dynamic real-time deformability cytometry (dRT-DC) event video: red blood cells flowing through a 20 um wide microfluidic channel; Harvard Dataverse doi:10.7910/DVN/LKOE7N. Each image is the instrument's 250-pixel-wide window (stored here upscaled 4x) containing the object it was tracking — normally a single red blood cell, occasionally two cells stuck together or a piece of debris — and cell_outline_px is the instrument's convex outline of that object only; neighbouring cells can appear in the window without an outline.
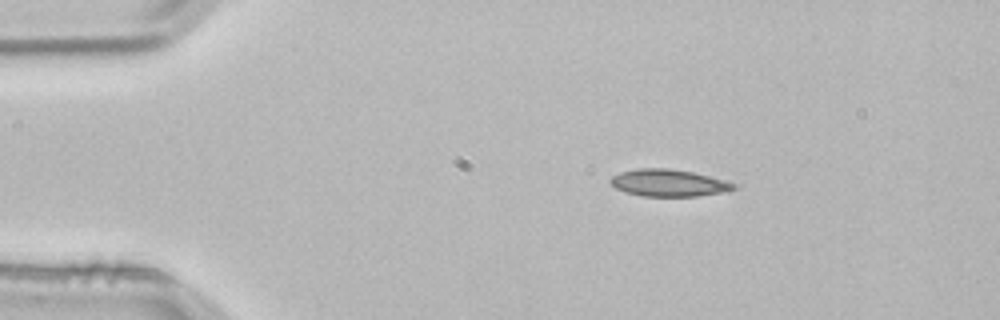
{"species": "common noctule bat (a hibernating species)", "species_latin": "Nyctalus noctula", "temperature_condition": "room temperature", "stored_images_in_passage": 2, "camera_frame_rate_fps": 3000, "um_per_image_px": 0.085, "animal": {"sex": "male", "body_mass_g": 21.5, "forearm_length_mm": 52.0}, "frame": {"image": 1, "passage_image": 1, "time_ms": 0.0, "image_size_px": [1000, 320], "cell_outline_px": [[740, 188], [728, 192], [696, 196], [640, 196], [624, 192], [616, 188], [608, 180], [612, 176], [620, 172], [640, 168], [668, 168], [692, 172], [708, 176], [736, 184]], "centroid_in_image_um": [56.84, 15.56], "position_along_channel_um": 28.2, "area_um2": 19.54}}